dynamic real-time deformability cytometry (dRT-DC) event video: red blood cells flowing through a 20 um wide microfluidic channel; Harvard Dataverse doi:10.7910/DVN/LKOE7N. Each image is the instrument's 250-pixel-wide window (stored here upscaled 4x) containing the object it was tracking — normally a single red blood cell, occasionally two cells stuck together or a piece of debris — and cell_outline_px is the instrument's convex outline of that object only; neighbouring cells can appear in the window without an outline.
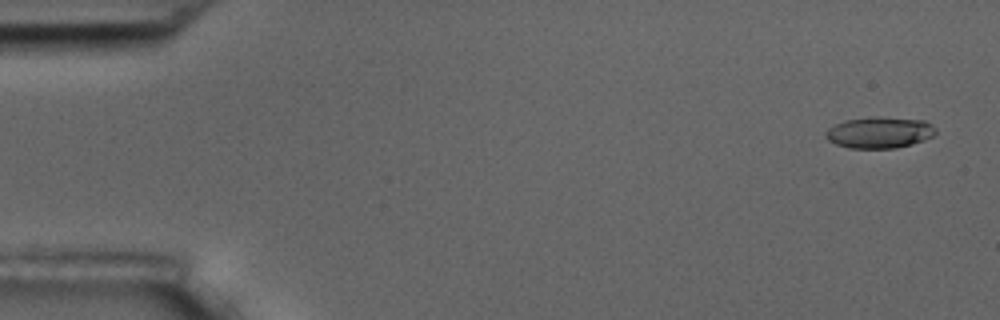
{"species": "common noctule bat (a hibernating species)", "species_latin": "Nyctalus noctula", "temperature_condition": "room temperature", "stored_images_in_passage": 5, "camera_frame_rate_fps": 3000, "um_per_image_px": 0.085, "animal": {"sex": "male", "body_mass_g": 17.5, "forearm_length_mm": 52.3}, "frame": {"image": 1, "passage_image": 1, "time_ms": 0.0, "image_size_px": [1000, 320], "cell_outline_px": [[936, 132], [932, 136], [924, 140], [912, 144], [896, 148], [848, 148], [836, 144], [828, 140], [824, 136], [824, 132], [828, 128], [844, 120], [876, 116], [924, 120], [932, 124], [936, 128]], "centroid_in_image_um": [74.75, 11.26], "position_along_channel_um": 10.3, "area_um2": 20.23}}
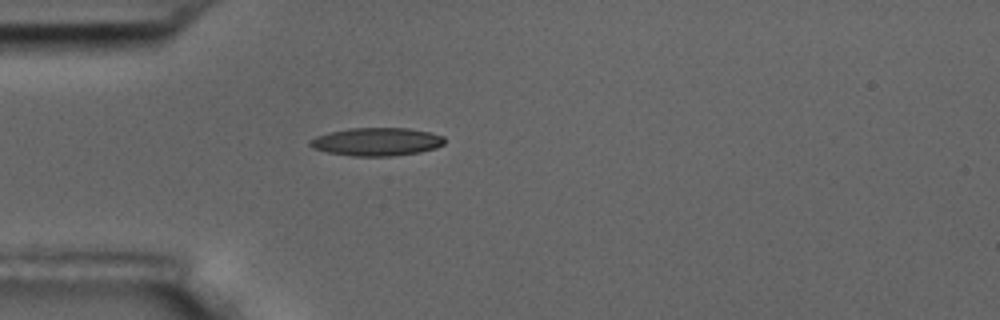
{"frame": {"image": 2, "passage_image": 5, "time_ms": 4.667, "image_size_px": [1000, 320], "cell_outline_px": [[444, 144], [436, 148], [420, 152], [392, 156], [352, 156], [328, 152], [312, 148], [308, 144], [308, 140], [316, 136], [348, 128], [408, 128], [428, 132], [444, 136]], "centroid_in_image_um": [32.01, 12.05], "position_along_channel_um": 53.0, "area_um2": 22.02}}